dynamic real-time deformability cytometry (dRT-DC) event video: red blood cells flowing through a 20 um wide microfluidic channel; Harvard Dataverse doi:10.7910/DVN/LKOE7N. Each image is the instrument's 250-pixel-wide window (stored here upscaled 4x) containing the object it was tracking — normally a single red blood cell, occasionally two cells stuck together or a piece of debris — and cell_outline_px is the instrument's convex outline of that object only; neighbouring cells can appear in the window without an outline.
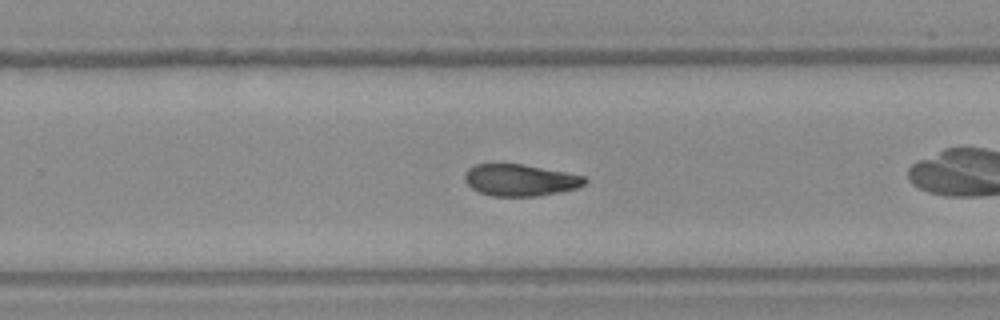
{"species": "Egyptian fruit bat (a non-hibernating species)", "species_latin": "Rousettus aegyptiacus", "temperature_condition": "warm", "stored_images_in_passage": 25, "camera_frame_rate_fps": 3000, "um_per_image_px": 0.085, "frame": {"image": 1, "passage_image": 15, "time_ms": 4.667, "image_size_px": [1000, 320], "cell_outline_px": [[588, 180], [584, 184], [576, 188], [560, 192], [536, 196], [492, 196], [480, 192], [472, 188], [464, 180], [464, 176], [468, 168], [476, 164], [524, 164], [584, 176]], "centroid_in_image_um": [44.2, 15.31], "position_along_channel_um": 285.6, "area_um2": 22.08}}